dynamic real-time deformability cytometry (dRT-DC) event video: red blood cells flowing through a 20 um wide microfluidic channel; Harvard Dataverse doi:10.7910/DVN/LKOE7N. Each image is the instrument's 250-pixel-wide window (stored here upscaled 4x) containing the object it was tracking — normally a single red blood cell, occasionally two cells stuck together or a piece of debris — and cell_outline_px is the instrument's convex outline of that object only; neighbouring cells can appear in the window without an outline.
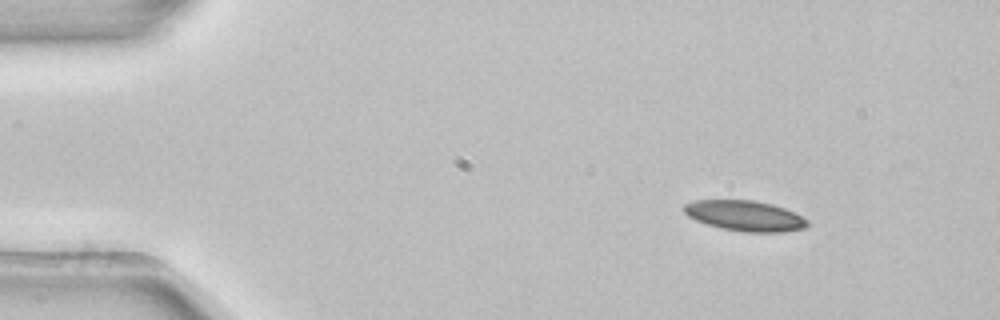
{"species": "common noctule bat (a hibernating species)", "species_latin": "Nyctalus noctula", "temperature_condition": "room temperature", "stored_images_in_passage": 3, "camera_frame_rate_fps": 3000, "um_per_image_px": 0.085, "animal": {"sex": "female", "body_mass_g": 22.7, "forearm_length_mm": 54.2}, "frame": {"image": 1, "passage_image": 1, "time_ms": 0.0, "image_size_px": [1000, 320], "cell_outline_px": [[808, 224], [804, 228], [784, 232], [744, 232], [724, 228], [708, 224], [696, 220], [688, 216], [684, 212], [684, 204], [696, 200], [752, 200], [772, 204], [784, 208], [808, 220]], "centroid_in_image_um": [63.32, 18.34], "position_along_channel_um": 21.7, "area_um2": 21.62}}